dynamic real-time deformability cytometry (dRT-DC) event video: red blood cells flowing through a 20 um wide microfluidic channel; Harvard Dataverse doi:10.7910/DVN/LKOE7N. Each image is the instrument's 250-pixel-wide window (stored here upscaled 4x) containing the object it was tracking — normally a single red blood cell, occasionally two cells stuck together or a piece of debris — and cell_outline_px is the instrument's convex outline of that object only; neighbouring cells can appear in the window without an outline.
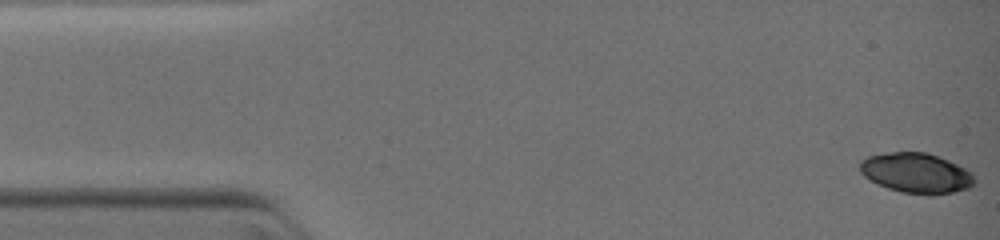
{"species": "common noctule bat (a hibernating species)", "species_latin": "Nyctalus noctula", "temperature_condition": "warm", "stored_images_in_passage": 5, "camera_frame_rate_fps": 3000, "um_per_image_px": 0.085, "animal": {"sex": "female", "body_mass_g": 19.0, "forearm_length_mm": 51.5}, "frame": {"image": 1, "passage_image": 1, "time_ms": 0.0, "image_size_px": [1000, 240], "cell_outline_px": [[976, 184], [968, 188], [952, 192], [928, 196], [900, 192], [888, 188], [864, 176], [860, 172], [860, 160], [868, 156], [892, 152], [928, 152], [948, 160], [972, 172], [976, 180]], "centroid_in_image_um": [77.91, 14.72], "position_along_channel_um": 7.1, "area_um2": 26.88}}
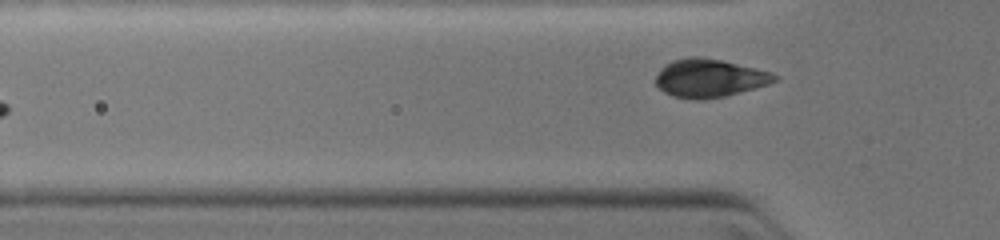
{"frame": {"image": 2, "passage_image": 5, "time_ms": 5.0, "image_size_px": [1000, 240], "cell_outline_px": [[780, 80], [768, 84], [724, 96], [704, 100], [696, 100], [672, 96], [664, 92], [656, 84], [656, 76], [660, 68], [664, 64], [672, 60], [688, 56], [696, 56], [720, 60], [772, 72], [780, 76]], "centroid_in_image_um": [60.29, 6.64], "position_along_channel_um": 65.5, "area_um2": 26.53}}